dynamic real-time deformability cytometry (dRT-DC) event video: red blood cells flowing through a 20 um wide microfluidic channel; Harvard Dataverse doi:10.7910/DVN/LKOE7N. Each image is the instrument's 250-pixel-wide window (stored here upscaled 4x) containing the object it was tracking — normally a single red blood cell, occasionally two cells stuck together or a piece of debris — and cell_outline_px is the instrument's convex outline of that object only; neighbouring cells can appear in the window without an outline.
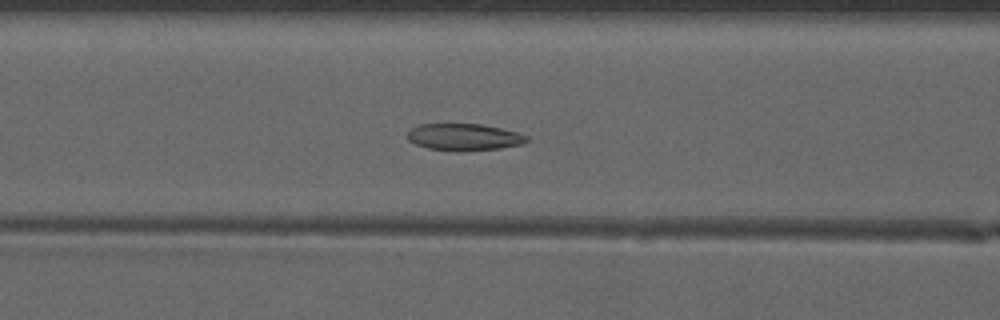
{"species": "common noctule bat (a hibernating species)", "species_latin": "Nyctalus noctula", "temperature_condition": "warm", "stored_images_in_passage": 36, "camera_frame_rate_fps": 3000, "um_per_image_px": 0.085, "animal": {"sex": "male", "forearm_length_mm": 52.5}, "frame": {"image": 1, "passage_image": 7, "time_ms": 2.0, "image_size_px": [1000, 320], "cell_outline_px": [[528, 140], [524, 144], [500, 148], [460, 152], [456, 152], [428, 148], [416, 144], [408, 140], [404, 136], [412, 128], [420, 124], [480, 124], [500, 128], [516, 132], [528, 136]], "centroid_in_image_um": [39.42, 11.66], "position_along_channel_um": 127.2, "area_um2": 18.84}}
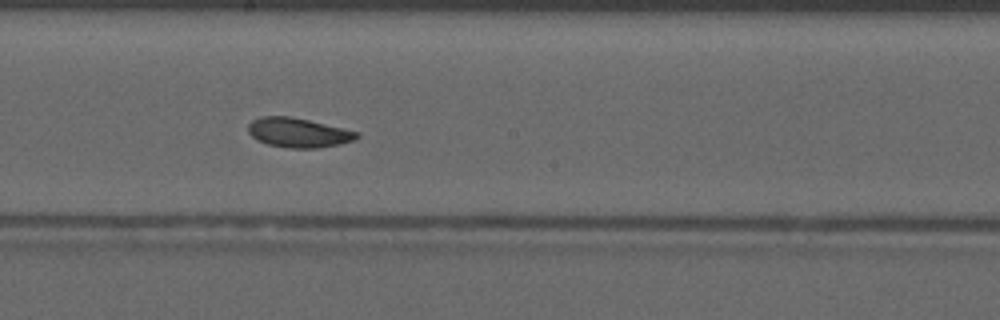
{"frame": {"image": 2, "passage_image": 14, "time_ms": 4.333, "image_size_px": [1000, 320], "cell_outline_px": [[360, 136], [356, 140], [340, 144], [320, 148], [292, 148], [268, 144], [256, 140], [248, 132], [248, 124], [252, 120], [260, 116], [292, 116], [360, 132]], "centroid_in_image_um": [25.38, 11.27], "position_along_channel_um": 222.8, "area_um2": 18.84}}
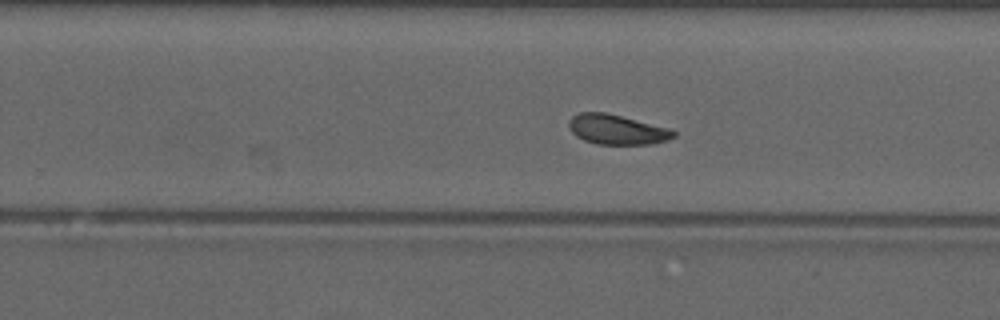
{"frame": {"image": 3, "passage_image": 18, "time_ms": 5.667, "image_size_px": [1000, 320], "cell_outline_px": [[676, 136], [668, 140], [652, 144], [596, 144], [584, 140], [576, 136], [568, 128], [568, 120], [572, 116], [580, 112], [604, 112], [672, 128], [676, 132]], "centroid_in_image_um": [52.45, 11.01], "position_along_channel_um": 277.4, "area_um2": 18.44}, "authors_computed_cell_mechanics": {"area_um2": 18.5249, "velocity_mm_per_s": 4.115, "shape_relaxation_time_tau1_ms": 4.8371, "shape_relaxation_time_tau2_ms": 4.1994, "deformation_change_tau1": 0.0883, "deformation_change_tau2": 0.0868}}